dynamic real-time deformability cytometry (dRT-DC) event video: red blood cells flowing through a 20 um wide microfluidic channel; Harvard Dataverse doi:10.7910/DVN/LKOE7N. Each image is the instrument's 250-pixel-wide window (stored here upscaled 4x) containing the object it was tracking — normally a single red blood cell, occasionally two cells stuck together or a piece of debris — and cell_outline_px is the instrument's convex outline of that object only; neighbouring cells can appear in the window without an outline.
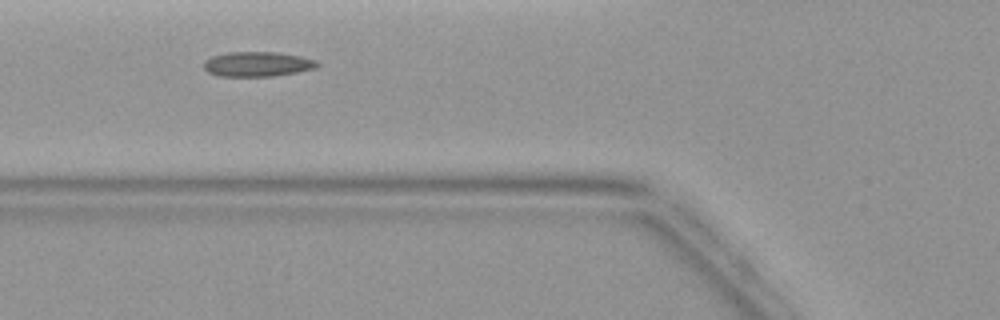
{"species": "common noctule bat (a hibernating species)", "species_latin": "Nyctalus noctula", "temperature_condition": "warm", "stored_images_in_passage": 3, "camera_frame_rate_fps": 3000, "um_per_image_px": 0.085, "animal": {"sex": "female", "body_mass_g": 19.9}, "frame": {"image": 1, "passage_image": 3, "time_ms": 2.333, "image_size_px": [1000, 320], "cell_outline_px": [[320, 64], [316, 68], [296, 72], [272, 76], [216, 76], [208, 72], [204, 68], [204, 60], [212, 56], [228, 52], [276, 52], [300, 56], [316, 60]], "centroid_in_image_um": [21.86, 5.45], "position_along_channel_um": 103.9, "area_um2": 16.42}}